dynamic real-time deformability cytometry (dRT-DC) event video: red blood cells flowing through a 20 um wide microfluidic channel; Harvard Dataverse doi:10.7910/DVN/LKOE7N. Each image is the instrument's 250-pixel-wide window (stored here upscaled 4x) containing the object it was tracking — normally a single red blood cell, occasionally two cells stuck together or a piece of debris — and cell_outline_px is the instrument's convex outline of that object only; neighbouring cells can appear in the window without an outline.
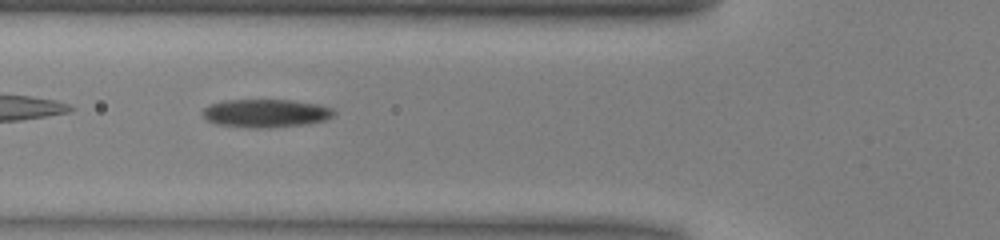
{"species": "common noctule bat (a hibernating species)", "species_latin": "Nyctalus noctula", "temperature_condition": "warm", "stored_images_in_passage": 48, "camera_frame_rate_fps": 3000, "um_per_image_px": 0.085, "animal": {"sex": "male", "body_mass_g": 13.0, "forearm_length_mm": 53.1}, "frame": {"image": 1, "passage_image": 17, "time_ms": 5.333, "image_size_px": [1000, 240], "cell_outline_px": [[336, 116], [328, 120], [308, 124], [268, 128], [248, 128], [216, 124], [208, 120], [200, 112], [208, 104], [224, 100], [292, 100], [316, 104], [332, 108], [336, 112]], "centroid_in_image_um": [22.61, 9.63], "position_along_channel_um": 103.2, "area_um2": 21.96}}
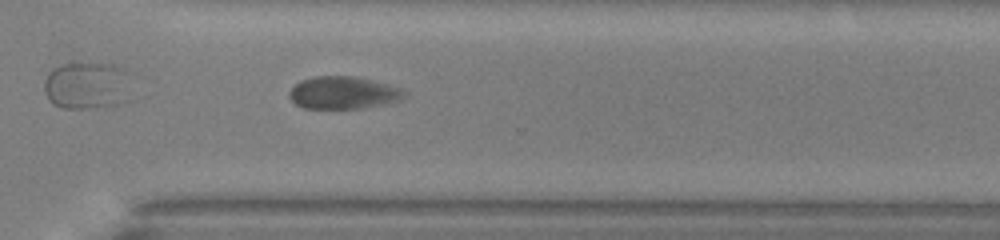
{"frame": {"image": 2, "passage_image": 35, "time_ms": 11.333, "image_size_px": [1000, 240], "cell_outline_px": [[408, 92], [400, 100], [384, 104], [360, 108], [304, 108], [296, 104], [288, 96], [288, 92], [300, 80], [316, 76], [356, 76], [404, 88]], "centroid_in_image_um": [29.2, 7.87], "position_along_channel_um": 341.4, "area_um2": 21.85}}
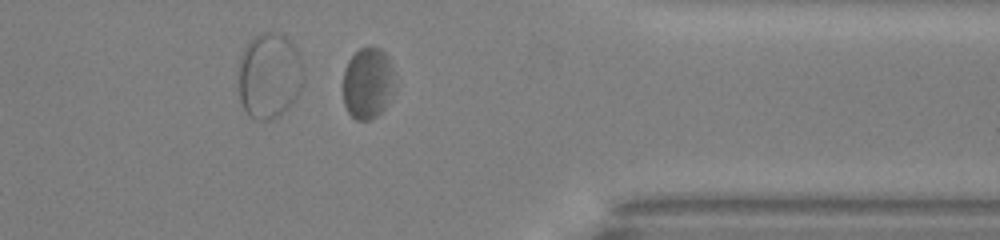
{"frame": {"image": 3, "passage_image": 39, "time_ms": 12.667, "image_size_px": [1000, 240], "cell_outline_px": [[392, 88], [388, 100], [384, 108], [376, 116], [368, 120], [356, 120], [348, 112], [344, 104], [344, 68], [348, 60], [360, 48], [368, 44], [380, 48], [388, 56], [392, 80]], "centroid_in_image_um": [31.21, 7.04], "position_along_channel_um": 380.2, "area_um2": 21.1}, "authors_computed_cell_mechanics": {"area_um2": 22.3686, "velocity_mm_per_s": 3.9688, "shape_relaxation_time_tau1_ms": 3.978, "shape_relaxation_time_tau2_ms": 1.6619, "deformation_change_tau1": 0.1108, "deformation_change_tau2": 0.0554}}